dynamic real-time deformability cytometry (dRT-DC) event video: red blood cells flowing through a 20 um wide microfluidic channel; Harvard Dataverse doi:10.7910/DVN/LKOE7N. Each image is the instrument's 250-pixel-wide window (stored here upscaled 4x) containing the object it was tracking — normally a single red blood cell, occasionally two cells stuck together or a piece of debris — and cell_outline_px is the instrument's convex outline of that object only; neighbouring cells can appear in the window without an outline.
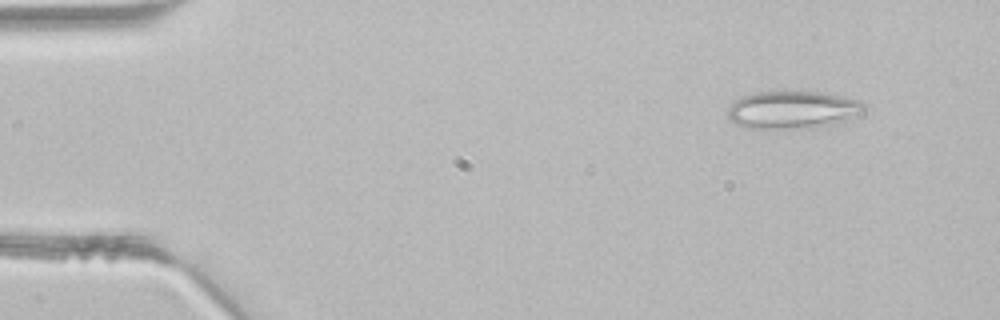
{"species": "common noctule bat (a hibernating species)", "species_latin": "Nyctalus noctula", "temperature_condition": "room temperature", "stored_images_in_passage": 4, "camera_frame_rate_fps": 3000, "um_per_image_px": 0.085, "animal": {"sex": "male", "body_mass_g": 21.5, "forearm_length_mm": 52.0}, "frame": {"image": 1, "passage_image": 1, "time_ms": 0.0, "image_size_px": [1000, 320], "cell_outline_px": [[868, 108], [864, 112], [844, 120], [812, 128], [744, 128], [736, 124], [728, 116], [728, 108], [736, 100], [744, 96], [760, 92], [820, 92], [860, 100]], "centroid_in_image_um": [67.39, 9.34], "position_along_channel_um": 17.6, "area_um2": 29.54}}
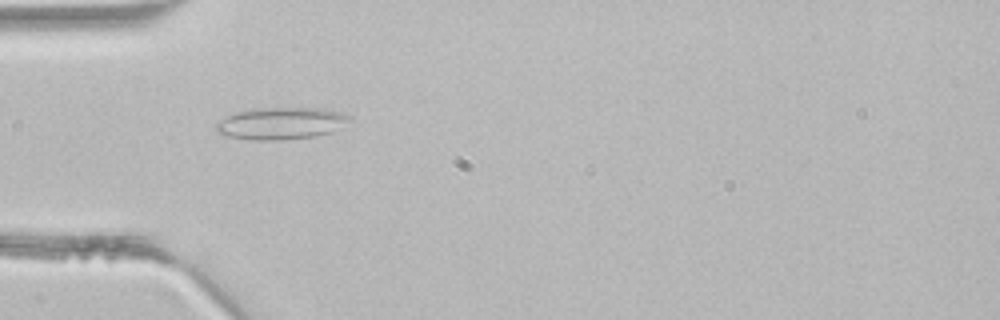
{"frame": {"image": 2, "passage_image": 3, "time_ms": 0.667, "image_size_px": [1000, 320], "cell_outline_px": [[352, 116], [340, 128], [332, 132], [316, 136], [280, 140], [252, 140], [228, 136], [216, 132], [216, 120], [236, 112], [252, 108], [324, 108], [340, 112]], "centroid_in_image_um": [23.86, 10.48], "position_along_channel_um": 61.1, "area_um2": 25.09}}
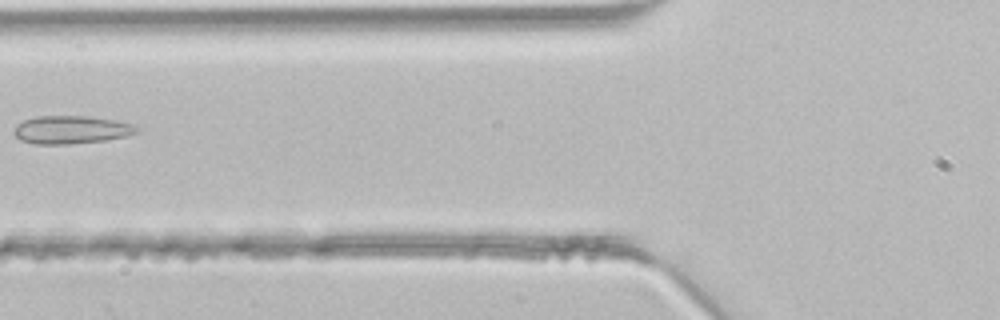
{"frame": {"image": 3, "passage_image": 4, "time_ms": 1.0, "image_size_px": [1000, 320], "cell_outline_px": [[140, 128], [136, 132], [124, 136], [104, 140], [68, 144], [36, 144], [20, 140], [12, 132], [16, 124], [24, 120], [36, 116], [88, 116], [112, 120], [132, 124]], "centroid_in_image_um": [5.99, 11.02], "position_along_channel_um": 119.8, "area_um2": 19.88}}